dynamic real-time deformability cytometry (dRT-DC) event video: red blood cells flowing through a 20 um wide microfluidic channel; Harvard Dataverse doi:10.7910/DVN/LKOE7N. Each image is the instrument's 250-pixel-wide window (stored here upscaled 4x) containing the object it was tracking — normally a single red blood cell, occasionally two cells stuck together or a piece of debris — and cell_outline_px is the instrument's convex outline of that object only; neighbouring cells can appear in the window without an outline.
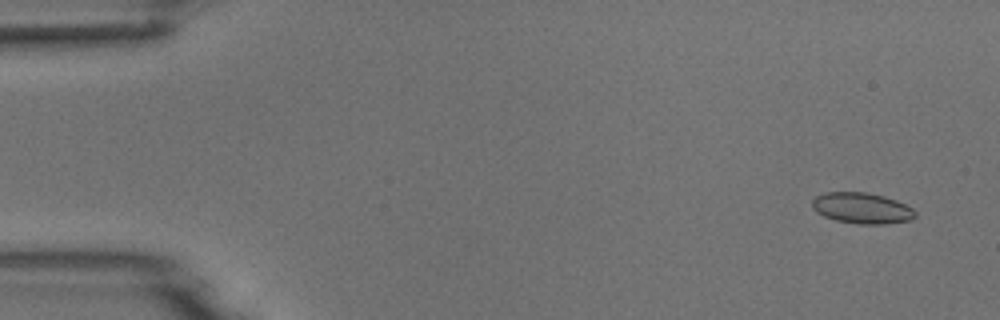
{"species": "common noctule bat (a hibernating species)", "species_latin": "Nyctalus noctula", "temperature_condition": "room temperature", "stored_images_in_passage": 5, "camera_frame_rate_fps": 3000, "um_per_image_px": 0.085, "animal": {"sex": "male", "body_mass_g": 18.8}, "frame": {"image": 1, "passage_image": 1, "time_ms": 0.0, "image_size_px": [1000, 320], "cell_outline_px": [[916, 216], [908, 220], [884, 224], [856, 224], [836, 220], [824, 216], [816, 212], [812, 208], [812, 200], [816, 196], [824, 192], [864, 192], [884, 196], [896, 200], [912, 208], [916, 212]], "centroid_in_image_um": [73.23, 17.69], "position_along_channel_um": 11.8, "area_um2": 18.55}}